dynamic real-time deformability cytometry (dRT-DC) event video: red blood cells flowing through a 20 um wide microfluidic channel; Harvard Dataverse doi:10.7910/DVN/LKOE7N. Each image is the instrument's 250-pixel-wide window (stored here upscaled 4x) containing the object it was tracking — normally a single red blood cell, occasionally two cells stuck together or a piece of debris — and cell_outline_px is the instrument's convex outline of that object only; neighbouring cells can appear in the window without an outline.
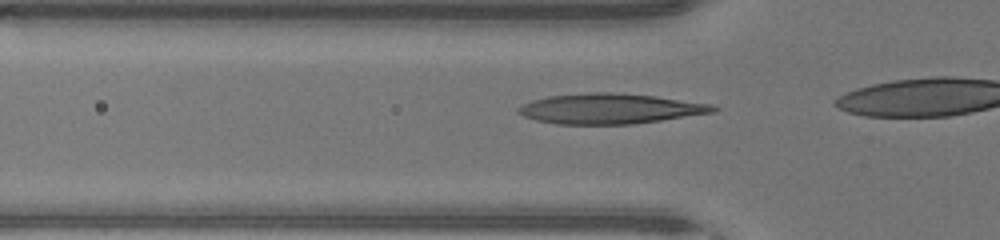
{"species": "human", "species_latin": "Homo sapiens", "temperature_condition": "warm", "stored_images_in_passage": 6, "camera_frame_rate_fps": 3000, "um_per_image_px": 0.085, "donor": {"sex": "male"}, "frame": {"image": 1, "passage_image": 2, "time_ms": 0.333, "image_size_px": [1000, 240], "cell_outline_px": [[720, 108], [716, 112], [632, 124], [556, 124], [536, 120], [524, 116], [516, 112], [516, 108], [532, 100], [548, 96], [588, 92], [608, 92], [656, 96], [712, 104]], "centroid_in_image_um": [51.85, 9.23], "position_along_channel_um": 74.0, "area_um2": 34.33}}
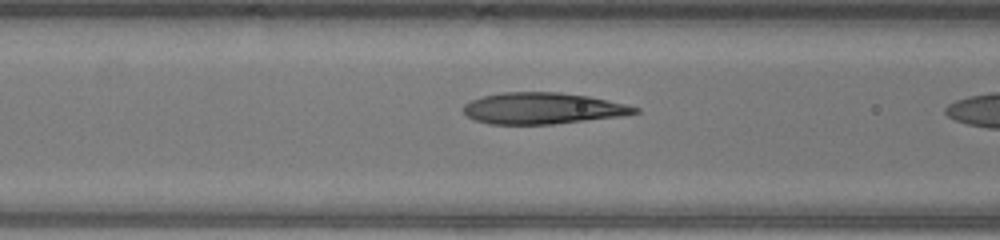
{"frame": {"image": 2, "passage_image": 5, "time_ms": 1.333, "image_size_px": [1000, 240], "cell_outline_px": [[640, 112], [624, 116], [552, 124], [488, 124], [476, 120], [468, 116], [464, 112], [464, 104], [472, 100], [484, 96], [500, 92], [560, 92], [588, 96], [628, 104], [640, 108]], "centroid_in_image_um": [46.18, 9.21], "position_along_channel_um": 120.4, "area_um2": 31.39}}